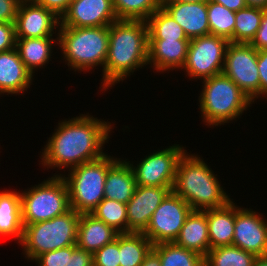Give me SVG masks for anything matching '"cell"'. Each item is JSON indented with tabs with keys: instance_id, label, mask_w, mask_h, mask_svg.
<instances>
[{
	"instance_id": "cell-1",
	"label": "cell",
	"mask_w": 267,
	"mask_h": 266,
	"mask_svg": "<svg viewBox=\"0 0 267 266\" xmlns=\"http://www.w3.org/2000/svg\"><path fill=\"white\" fill-rule=\"evenodd\" d=\"M86 114L58 123L56 132L42 149L39 163L43 168L70 170L106 154L103 147L109 141L113 125Z\"/></svg>"
},
{
	"instance_id": "cell-2",
	"label": "cell",
	"mask_w": 267,
	"mask_h": 266,
	"mask_svg": "<svg viewBox=\"0 0 267 266\" xmlns=\"http://www.w3.org/2000/svg\"><path fill=\"white\" fill-rule=\"evenodd\" d=\"M148 65V25L144 20H117L109 25L108 56L102 71V89L123 82ZM104 89V90H103Z\"/></svg>"
},
{
	"instance_id": "cell-3",
	"label": "cell",
	"mask_w": 267,
	"mask_h": 266,
	"mask_svg": "<svg viewBox=\"0 0 267 266\" xmlns=\"http://www.w3.org/2000/svg\"><path fill=\"white\" fill-rule=\"evenodd\" d=\"M187 150L178 161L172 191L185 200L192 210H208L227 205L233 199L221 186L210 166Z\"/></svg>"
},
{
	"instance_id": "cell-4",
	"label": "cell",
	"mask_w": 267,
	"mask_h": 266,
	"mask_svg": "<svg viewBox=\"0 0 267 266\" xmlns=\"http://www.w3.org/2000/svg\"><path fill=\"white\" fill-rule=\"evenodd\" d=\"M58 46L70 70L88 72L96 66L102 71L109 47V26L58 28Z\"/></svg>"
},
{
	"instance_id": "cell-5",
	"label": "cell",
	"mask_w": 267,
	"mask_h": 266,
	"mask_svg": "<svg viewBox=\"0 0 267 266\" xmlns=\"http://www.w3.org/2000/svg\"><path fill=\"white\" fill-rule=\"evenodd\" d=\"M199 94L202 121L214 128L239 119L251 107V99L228 76L220 73L202 81Z\"/></svg>"
},
{
	"instance_id": "cell-6",
	"label": "cell",
	"mask_w": 267,
	"mask_h": 266,
	"mask_svg": "<svg viewBox=\"0 0 267 266\" xmlns=\"http://www.w3.org/2000/svg\"><path fill=\"white\" fill-rule=\"evenodd\" d=\"M105 154L101 158L83 163L63 174L68 188L70 207L79 214H91L104 199L105 181L108 169L118 160ZM66 176V177H65Z\"/></svg>"
},
{
	"instance_id": "cell-7",
	"label": "cell",
	"mask_w": 267,
	"mask_h": 266,
	"mask_svg": "<svg viewBox=\"0 0 267 266\" xmlns=\"http://www.w3.org/2000/svg\"><path fill=\"white\" fill-rule=\"evenodd\" d=\"M80 214L74 209L51 220L24 225L20 245L31 262L42 253L76 245Z\"/></svg>"
},
{
	"instance_id": "cell-8",
	"label": "cell",
	"mask_w": 267,
	"mask_h": 266,
	"mask_svg": "<svg viewBox=\"0 0 267 266\" xmlns=\"http://www.w3.org/2000/svg\"><path fill=\"white\" fill-rule=\"evenodd\" d=\"M20 197L23 225L51 220L71 209L67 184L56 173L42 183L20 192Z\"/></svg>"
},
{
	"instance_id": "cell-9",
	"label": "cell",
	"mask_w": 267,
	"mask_h": 266,
	"mask_svg": "<svg viewBox=\"0 0 267 266\" xmlns=\"http://www.w3.org/2000/svg\"><path fill=\"white\" fill-rule=\"evenodd\" d=\"M229 43L226 38L211 34L191 39L183 71L192 80H205L222 73Z\"/></svg>"
},
{
	"instance_id": "cell-10",
	"label": "cell",
	"mask_w": 267,
	"mask_h": 266,
	"mask_svg": "<svg viewBox=\"0 0 267 266\" xmlns=\"http://www.w3.org/2000/svg\"><path fill=\"white\" fill-rule=\"evenodd\" d=\"M191 211L190 205L171 190L154 211L142 233L153 245L175 242Z\"/></svg>"
},
{
	"instance_id": "cell-11",
	"label": "cell",
	"mask_w": 267,
	"mask_h": 266,
	"mask_svg": "<svg viewBox=\"0 0 267 266\" xmlns=\"http://www.w3.org/2000/svg\"><path fill=\"white\" fill-rule=\"evenodd\" d=\"M222 73L233 80L253 103L260 97L257 50L249 43H229Z\"/></svg>"
},
{
	"instance_id": "cell-12",
	"label": "cell",
	"mask_w": 267,
	"mask_h": 266,
	"mask_svg": "<svg viewBox=\"0 0 267 266\" xmlns=\"http://www.w3.org/2000/svg\"><path fill=\"white\" fill-rule=\"evenodd\" d=\"M185 148L174 144L151 153L134 166L130 163L138 186L173 187L177 164Z\"/></svg>"
},
{
	"instance_id": "cell-13",
	"label": "cell",
	"mask_w": 267,
	"mask_h": 266,
	"mask_svg": "<svg viewBox=\"0 0 267 266\" xmlns=\"http://www.w3.org/2000/svg\"><path fill=\"white\" fill-rule=\"evenodd\" d=\"M263 214L235 205V232L232 245L256 257L267 255V220Z\"/></svg>"
},
{
	"instance_id": "cell-14",
	"label": "cell",
	"mask_w": 267,
	"mask_h": 266,
	"mask_svg": "<svg viewBox=\"0 0 267 266\" xmlns=\"http://www.w3.org/2000/svg\"><path fill=\"white\" fill-rule=\"evenodd\" d=\"M14 25L16 38H55L60 17L33 0H21Z\"/></svg>"
},
{
	"instance_id": "cell-15",
	"label": "cell",
	"mask_w": 267,
	"mask_h": 266,
	"mask_svg": "<svg viewBox=\"0 0 267 266\" xmlns=\"http://www.w3.org/2000/svg\"><path fill=\"white\" fill-rule=\"evenodd\" d=\"M117 20L112 0H72L60 18V26L101 27Z\"/></svg>"
},
{
	"instance_id": "cell-16",
	"label": "cell",
	"mask_w": 267,
	"mask_h": 266,
	"mask_svg": "<svg viewBox=\"0 0 267 266\" xmlns=\"http://www.w3.org/2000/svg\"><path fill=\"white\" fill-rule=\"evenodd\" d=\"M171 190L172 187L137 185L134 195L126 204L128 233L143 232L152 214Z\"/></svg>"
},
{
	"instance_id": "cell-17",
	"label": "cell",
	"mask_w": 267,
	"mask_h": 266,
	"mask_svg": "<svg viewBox=\"0 0 267 266\" xmlns=\"http://www.w3.org/2000/svg\"><path fill=\"white\" fill-rule=\"evenodd\" d=\"M161 7L183 28L188 39L210 34L207 1L197 3L162 2Z\"/></svg>"
},
{
	"instance_id": "cell-18",
	"label": "cell",
	"mask_w": 267,
	"mask_h": 266,
	"mask_svg": "<svg viewBox=\"0 0 267 266\" xmlns=\"http://www.w3.org/2000/svg\"><path fill=\"white\" fill-rule=\"evenodd\" d=\"M189 43L190 40L148 39V65L163 73L174 69L182 70Z\"/></svg>"
},
{
	"instance_id": "cell-19",
	"label": "cell",
	"mask_w": 267,
	"mask_h": 266,
	"mask_svg": "<svg viewBox=\"0 0 267 266\" xmlns=\"http://www.w3.org/2000/svg\"><path fill=\"white\" fill-rule=\"evenodd\" d=\"M33 77L20 59L16 48L0 52V95H20L30 88Z\"/></svg>"
},
{
	"instance_id": "cell-20",
	"label": "cell",
	"mask_w": 267,
	"mask_h": 266,
	"mask_svg": "<svg viewBox=\"0 0 267 266\" xmlns=\"http://www.w3.org/2000/svg\"><path fill=\"white\" fill-rule=\"evenodd\" d=\"M118 232L92 214H80L76 246L94 254L118 236Z\"/></svg>"
},
{
	"instance_id": "cell-21",
	"label": "cell",
	"mask_w": 267,
	"mask_h": 266,
	"mask_svg": "<svg viewBox=\"0 0 267 266\" xmlns=\"http://www.w3.org/2000/svg\"><path fill=\"white\" fill-rule=\"evenodd\" d=\"M174 243L203 257L206 256L210 250L206 210L191 211Z\"/></svg>"
},
{
	"instance_id": "cell-22",
	"label": "cell",
	"mask_w": 267,
	"mask_h": 266,
	"mask_svg": "<svg viewBox=\"0 0 267 266\" xmlns=\"http://www.w3.org/2000/svg\"><path fill=\"white\" fill-rule=\"evenodd\" d=\"M137 187L130 161L119 158L109 169L105 181L104 198L127 204Z\"/></svg>"
},
{
	"instance_id": "cell-23",
	"label": "cell",
	"mask_w": 267,
	"mask_h": 266,
	"mask_svg": "<svg viewBox=\"0 0 267 266\" xmlns=\"http://www.w3.org/2000/svg\"><path fill=\"white\" fill-rule=\"evenodd\" d=\"M235 204L206 210L210 249L232 245L235 232Z\"/></svg>"
},
{
	"instance_id": "cell-24",
	"label": "cell",
	"mask_w": 267,
	"mask_h": 266,
	"mask_svg": "<svg viewBox=\"0 0 267 266\" xmlns=\"http://www.w3.org/2000/svg\"><path fill=\"white\" fill-rule=\"evenodd\" d=\"M57 41V43H55ZM58 45V35L43 38H16L15 48L25 67L33 74L35 70L44 68L53 55V47ZM52 54V55H51ZM44 66V67H43Z\"/></svg>"
},
{
	"instance_id": "cell-25",
	"label": "cell",
	"mask_w": 267,
	"mask_h": 266,
	"mask_svg": "<svg viewBox=\"0 0 267 266\" xmlns=\"http://www.w3.org/2000/svg\"><path fill=\"white\" fill-rule=\"evenodd\" d=\"M23 228L20 192L0 191V236H12L20 243Z\"/></svg>"
},
{
	"instance_id": "cell-26",
	"label": "cell",
	"mask_w": 267,
	"mask_h": 266,
	"mask_svg": "<svg viewBox=\"0 0 267 266\" xmlns=\"http://www.w3.org/2000/svg\"><path fill=\"white\" fill-rule=\"evenodd\" d=\"M152 247L142 232L119 233L120 266H141Z\"/></svg>"
},
{
	"instance_id": "cell-27",
	"label": "cell",
	"mask_w": 267,
	"mask_h": 266,
	"mask_svg": "<svg viewBox=\"0 0 267 266\" xmlns=\"http://www.w3.org/2000/svg\"><path fill=\"white\" fill-rule=\"evenodd\" d=\"M148 39L190 40L183 28L162 7L147 20Z\"/></svg>"
},
{
	"instance_id": "cell-28",
	"label": "cell",
	"mask_w": 267,
	"mask_h": 266,
	"mask_svg": "<svg viewBox=\"0 0 267 266\" xmlns=\"http://www.w3.org/2000/svg\"><path fill=\"white\" fill-rule=\"evenodd\" d=\"M159 255L161 266H204V257L186 248L171 243L153 245Z\"/></svg>"
},
{
	"instance_id": "cell-29",
	"label": "cell",
	"mask_w": 267,
	"mask_h": 266,
	"mask_svg": "<svg viewBox=\"0 0 267 266\" xmlns=\"http://www.w3.org/2000/svg\"><path fill=\"white\" fill-rule=\"evenodd\" d=\"M256 256L233 245L210 249L204 266H253Z\"/></svg>"
},
{
	"instance_id": "cell-30",
	"label": "cell",
	"mask_w": 267,
	"mask_h": 266,
	"mask_svg": "<svg viewBox=\"0 0 267 266\" xmlns=\"http://www.w3.org/2000/svg\"><path fill=\"white\" fill-rule=\"evenodd\" d=\"M207 18L210 34L226 38L234 43L235 12L225 6L207 1Z\"/></svg>"
},
{
	"instance_id": "cell-31",
	"label": "cell",
	"mask_w": 267,
	"mask_h": 266,
	"mask_svg": "<svg viewBox=\"0 0 267 266\" xmlns=\"http://www.w3.org/2000/svg\"><path fill=\"white\" fill-rule=\"evenodd\" d=\"M264 9L245 7L235 12L234 43H250L260 27Z\"/></svg>"
},
{
	"instance_id": "cell-32",
	"label": "cell",
	"mask_w": 267,
	"mask_h": 266,
	"mask_svg": "<svg viewBox=\"0 0 267 266\" xmlns=\"http://www.w3.org/2000/svg\"><path fill=\"white\" fill-rule=\"evenodd\" d=\"M118 20L146 21L162 5V0H112Z\"/></svg>"
},
{
	"instance_id": "cell-33",
	"label": "cell",
	"mask_w": 267,
	"mask_h": 266,
	"mask_svg": "<svg viewBox=\"0 0 267 266\" xmlns=\"http://www.w3.org/2000/svg\"><path fill=\"white\" fill-rule=\"evenodd\" d=\"M91 214L114 228L118 233H128L126 204L104 198Z\"/></svg>"
},
{
	"instance_id": "cell-34",
	"label": "cell",
	"mask_w": 267,
	"mask_h": 266,
	"mask_svg": "<svg viewBox=\"0 0 267 266\" xmlns=\"http://www.w3.org/2000/svg\"><path fill=\"white\" fill-rule=\"evenodd\" d=\"M119 234L114 241L106 244L93 254V266H120Z\"/></svg>"
},
{
	"instance_id": "cell-35",
	"label": "cell",
	"mask_w": 267,
	"mask_h": 266,
	"mask_svg": "<svg viewBox=\"0 0 267 266\" xmlns=\"http://www.w3.org/2000/svg\"><path fill=\"white\" fill-rule=\"evenodd\" d=\"M33 262H36L37 266H65L67 262V247L42 253Z\"/></svg>"
},
{
	"instance_id": "cell-36",
	"label": "cell",
	"mask_w": 267,
	"mask_h": 266,
	"mask_svg": "<svg viewBox=\"0 0 267 266\" xmlns=\"http://www.w3.org/2000/svg\"><path fill=\"white\" fill-rule=\"evenodd\" d=\"M65 266H93V254L80 249L76 245L67 246Z\"/></svg>"
},
{
	"instance_id": "cell-37",
	"label": "cell",
	"mask_w": 267,
	"mask_h": 266,
	"mask_svg": "<svg viewBox=\"0 0 267 266\" xmlns=\"http://www.w3.org/2000/svg\"><path fill=\"white\" fill-rule=\"evenodd\" d=\"M16 45L14 23L0 22V52L14 49Z\"/></svg>"
},
{
	"instance_id": "cell-38",
	"label": "cell",
	"mask_w": 267,
	"mask_h": 266,
	"mask_svg": "<svg viewBox=\"0 0 267 266\" xmlns=\"http://www.w3.org/2000/svg\"><path fill=\"white\" fill-rule=\"evenodd\" d=\"M21 0H0V22L14 23Z\"/></svg>"
},
{
	"instance_id": "cell-39",
	"label": "cell",
	"mask_w": 267,
	"mask_h": 266,
	"mask_svg": "<svg viewBox=\"0 0 267 266\" xmlns=\"http://www.w3.org/2000/svg\"><path fill=\"white\" fill-rule=\"evenodd\" d=\"M257 68L260 78V98H265L267 97V50L257 51Z\"/></svg>"
},
{
	"instance_id": "cell-40",
	"label": "cell",
	"mask_w": 267,
	"mask_h": 266,
	"mask_svg": "<svg viewBox=\"0 0 267 266\" xmlns=\"http://www.w3.org/2000/svg\"><path fill=\"white\" fill-rule=\"evenodd\" d=\"M257 51L267 50V16L264 14L255 37L249 43Z\"/></svg>"
},
{
	"instance_id": "cell-41",
	"label": "cell",
	"mask_w": 267,
	"mask_h": 266,
	"mask_svg": "<svg viewBox=\"0 0 267 266\" xmlns=\"http://www.w3.org/2000/svg\"><path fill=\"white\" fill-rule=\"evenodd\" d=\"M38 5L44 6L46 9L52 10L58 17L67 11L72 0H33Z\"/></svg>"
},
{
	"instance_id": "cell-42",
	"label": "cell",
	"mask_w": 267,
	"mask_h": 266,
	"mask_svg": "<svg viewBox=\"0 0 267 266\" xmlns=\"http://www.w3.org/2000/svg\"><path fill=\"white\" fill-rule=\"evenodd\" d=\"M225 6L227 9L237 12L240 9L247 7L245 0H210Z\"/></svg>"
},
{
	"instance_id": "cell-43",
	"label": "cell",
	"mask_w": 267,
	"mask_h": 266,
	"mask_svg": "<svg viewBox=\"0 0 267 266\" xmlns=\"http://www.w3.org/2000/svg\"><path fill=\"white\" fill-rule=\"evenodd\" d=\"M141 266H161L159 255L153 249H151L145 256Z\"/></svg>"
},
{
	"instance_id": "cell-44",
	"label": "cell",
	"mask_w": 267,
	"mask_h": 266,
	"mask_svg": "<svg viewBox=\"0 0 267 266\" xmlns=\"http://www.w3.org/2000/svg\"><path fill=\"white\" fill-rule=\"evenodd\" d=\"M247 6L265 9L267 6V0H245Z\"/></svg>"
},
{
	"instance_id": "cell-45",
	"label": "cell",
	"mask_w": 267,
	"mask_h": 266,
	"mask_svg": "<svg viewBox=\"0 0 267 266\" xmlns=\"http://www.w3.org/2000/svg\"><path fill=\"white\" fill-rule=\"evenodd\" d=\"M253 266H267V255L256 257Z\"/></svg>"
},
{
	"instance_id": "cell-46",
	"label": "cell",
	"mask_w": 267,
	"mask_h": 266,
	"mask_svg": "<svg viewBox=\"0 0 267 266\" xmlns=\"http://www.w3.org/2000/svg\"><path fill=\"white\" fill-rule=\"evenodd\" d=\"M208 0H162V2H180V3H197Z\"/></svg>"
},
{
	"instance_id": "cell-47",
	"label": "cell",
	"mask_w": 267,
	"mask_h": 266,
	"mask_svg": "<svg viewBox=\"0 0 267 266\" xmlns=\"http://www.w3.org/2000/svg\"><path fill=\"white\" fill-rule=\"evenodd\" d=\"M264 14L267 16V6H266V8L264 9Z\"/></svg>"
}]
</instances>
